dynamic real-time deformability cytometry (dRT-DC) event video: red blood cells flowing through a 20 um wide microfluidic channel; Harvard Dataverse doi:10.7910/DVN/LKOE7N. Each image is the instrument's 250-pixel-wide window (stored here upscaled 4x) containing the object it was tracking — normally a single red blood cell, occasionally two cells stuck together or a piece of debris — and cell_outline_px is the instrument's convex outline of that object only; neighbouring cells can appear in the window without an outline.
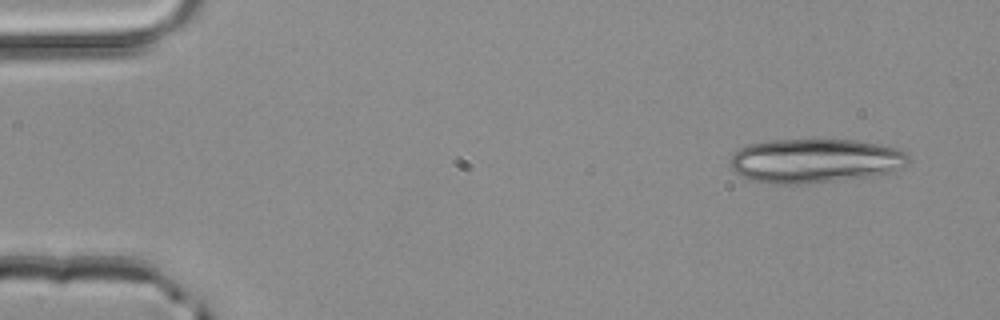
{"species": "common noctule bat (a hibernating species)", "species_latin": "Nyctalus noctula", "temperature_condition": "room temperature", "stored_images_in_passage": 2, "camera_frame_rate_fps": 3000, "um_per_image_px": 0.085, "animal": {"sex": "male", "body_mass_g": 20.4}, "frame": {"image": 1, "passage_image": 1, "time_ms": 0.0, "image_size_px": [1000, 320], "cell_outline_px": [[912, 160], [904, 168], [880, 176], [804, 184], [772, 184], [748, 180], [740, 176], [728, 164], [732, 156], [740, 148], [748, 144], [764, 140], [856, 140], [880, 144], [896, 148], [904, 152]], "centroid_in_image_um": [69.3, 13.68], "position_along_channel_um": 15.7, "area_um2": 46.76}}